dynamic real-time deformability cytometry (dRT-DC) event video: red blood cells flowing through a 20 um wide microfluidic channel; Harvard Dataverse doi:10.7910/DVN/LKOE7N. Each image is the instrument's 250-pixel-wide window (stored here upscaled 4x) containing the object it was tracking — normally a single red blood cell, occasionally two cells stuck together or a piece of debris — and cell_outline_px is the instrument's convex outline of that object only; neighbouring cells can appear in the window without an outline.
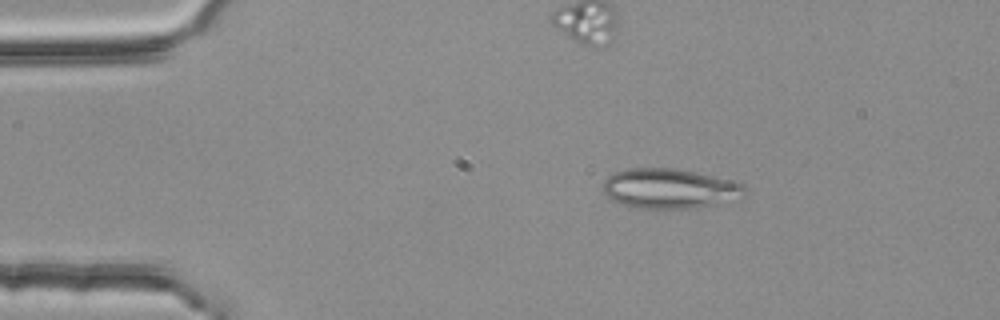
{"species": "common noctule bat (a hibernating species)", "species_latin": "Nyctalus noctula", "temperature_condition": "room temperature", "stored_images_in_passage": 46, "camera_frame_rate_fps": 3000, "um_per_image_px": 0.085, "animal": {"sex": "female", "body_mass_g": 25.1}, "frame": {"image": 1, "passage_image": 1, "time_ms": 0.0, "image_size_px": [1000, 320], "cell_outline_px": [[744, 188], [740, 200], [696, 208], [640, 208], [624, 204], [612, 200], [604, 192], [604, 180], [608, 176], [616, 172], [628, 168], [672, 168], [696, 172], [728, 180], [740, 184]], "centroid_in_image_um": [56.91, 16.03], "position_along_channel_um": 28.1, "area_um2": 32.6}}
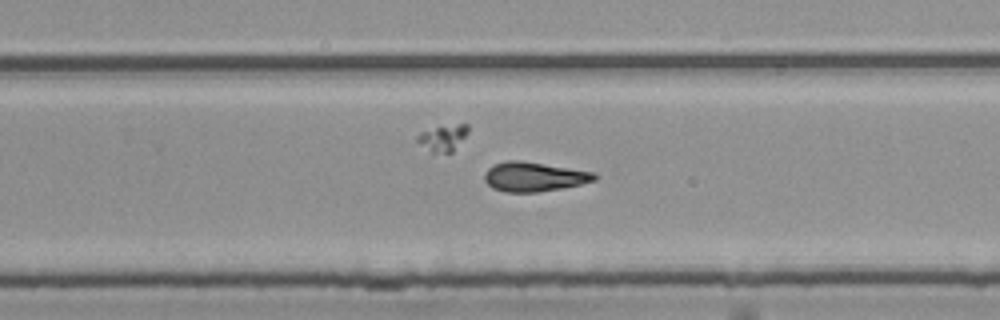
{"frame": {"image": 2, "passage_image": 26, "time_ms": 8.333, "image_size_px": [1000, 320], "cell_outline_px": [[596, 180], [580, 184], [560, 188], [536, 192], [504, 192], [492, 188], [484, 180], [484, 172], [492, 164], [508, 160], [520, 160], [592, 172], [596, 176]], "centroid_in_image_um": [45.31, 15.02], "position_along_channel_um": 284.5, "area_um2": 18.67}}
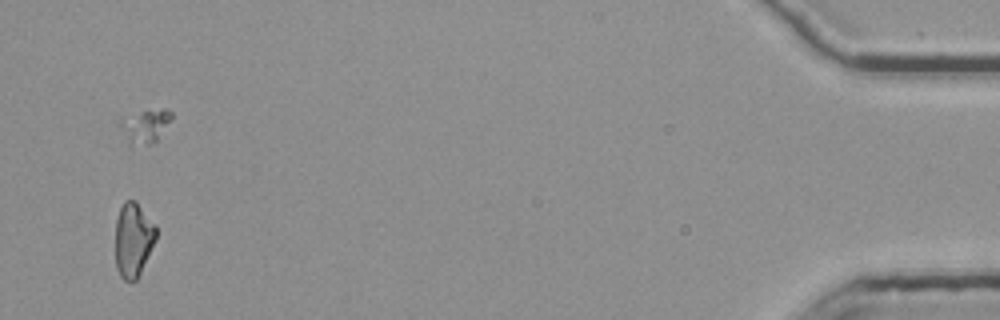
{"frame": {"image": 3, "passage_image": 44, "time_ms": 14.333, "image_size_px": [1000, 320], "cell_outline_px": [[156, 240], [136, 280], [124, 280], [120, 276], [116, 268], [116, 220], [120, 208], [124, 200], [132, 200], [156, 224]], "centroid_in_image_um": [11.32, 20.38], "position_along_channel_um": 423.9, "area_um2": 17.34}, "authors_computed_cell_mechanics": {"area_um2": 18.4671, "velocity_mm_per_s": 3.8045, "shape_relaxation_time_tau1_ms": null, "shape_relaxation_time_tau2_ms": 8.1417, "deformation_change_tau1": null, "deformation_change_tau2": 0.2028}}